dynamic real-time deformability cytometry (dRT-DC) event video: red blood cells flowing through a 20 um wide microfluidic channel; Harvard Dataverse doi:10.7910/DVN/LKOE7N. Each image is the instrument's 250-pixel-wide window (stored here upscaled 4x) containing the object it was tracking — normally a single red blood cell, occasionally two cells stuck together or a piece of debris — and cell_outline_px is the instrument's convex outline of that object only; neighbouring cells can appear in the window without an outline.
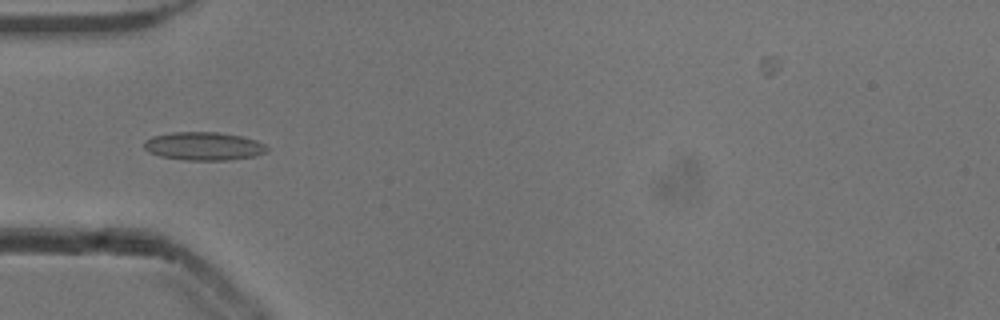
{"species": "common noctule bat (a hibernating species)", "species_latin": "Nyctalus noctula", "temperature_condition": "cold", "stored_images_in_passage": 38, "camera_frame_rate_fps": 3000, "um_per_image_px": 0.085, "animal": {"sex": "male", "body_mass_g": 13.3}, "frame": {"image": 1, "passage_image": 1, "time_ms": 0.0, "image_size_px": [1000, 320], "cell_outline_px": [[268, 148], [264, 152], [256, 156], [228, 160], [184, 160], [160, 156], [148, 152], [144, 148], [144, 140], [152, 136], [172, 132], [216, 132], [240, 136], [256, 140], [264, 144]], "centroid_in_image_um": [17.28, 12.42], "position_along_channel_um": 67.7, "area_um2": 20.23}}
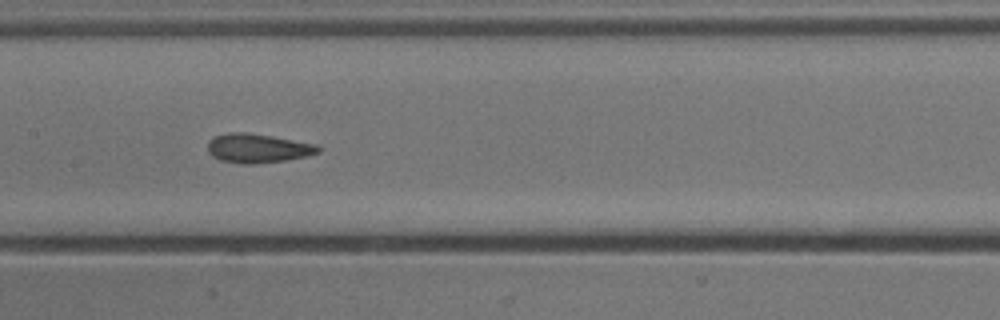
{"frame": {"image": 2, "passage_image": 10, "time_ms": 3.0, "image_size_px": [1000, 320], "cell_outline_px": [[324, 148], [320, 152], [308, 156], [284, 160], [256, 164], [240, 164], [220, 160], [212, 156], [208, 152], [208, 140], [212, 136], [228, 132], [248, 132], [272, 136], [316, 144]], "centroid_in_image_um": [21.9, 12.59], "position_along_channel_um": 185.5, "area_um2": 19.07}}
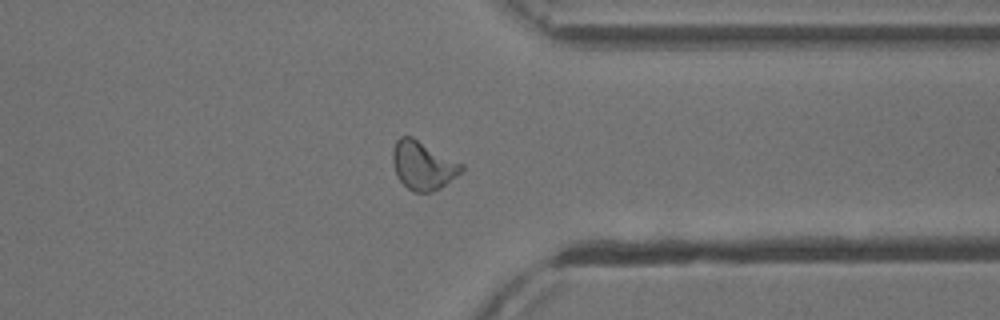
{"frame": {"image": 3, "passage_image": 25, "time_ms": 8.0, "image_size_px": [1000, 320], "cell_outline_px": [[464, 168], [456, 176], [440, 188], [432, 192], [416, 192], [408, 188], [396, 176], [392, 160], [392, 152], [396, 140], [400, 136], [412, 136], [464, 164]], "centroid_in_image_um": [35.94, 14.04], "position_along_channel_um": 375.5, "area_um2": 19.42}, "authors_computed_cell_mechanics": {"area_um2": 18.7272, "velocity_mm_per_s": 3.8897, "shape_relaxation_time_tau1_ms": null, "shape_relaxation_time_tau2_ms": 1.3639, "deformation_change_tau1": null, "deformation_change_tau2": 0.0574}}